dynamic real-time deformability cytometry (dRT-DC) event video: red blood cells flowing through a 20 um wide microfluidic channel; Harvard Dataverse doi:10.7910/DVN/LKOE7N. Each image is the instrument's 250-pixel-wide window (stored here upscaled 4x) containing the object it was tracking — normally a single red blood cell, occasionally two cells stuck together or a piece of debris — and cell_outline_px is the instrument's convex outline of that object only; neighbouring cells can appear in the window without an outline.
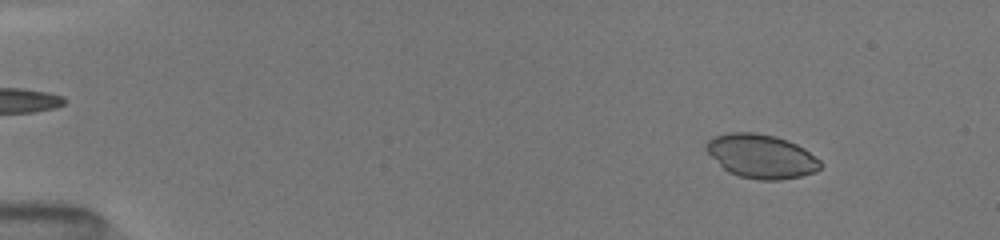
{"species": "common noctule bat (a hibernating species)", "species_latin": "Nyctalus noctula", "temperature_condition": "room temperature", "stored_images_in_passage": 52, "camera_frame_rate_fps": 3000, "um_per_image_px": 0.085, "animal": {"sex": "female", "body_mass_g": 19.5, "forearm_length_mm": 54.1}, "frame": {"image": 1, "passage_image": 7, "time_ms": 2.0, "image_size_px": [1000, 240], "cell_outline_px": [[820, 168], [816, 172], [800, 176], [780, 180], [760, 180], [740, 176], [728, 172], [704, 148], [704, 144], [712, 136], [728, 132], [756, 132], [776, 136], [788, 140], [804, 148], [820, 160]], "centroid_in_image_um": [64.7, 13.26], "position_along_channel_um": 20.3, "area_um2": 29.25}}
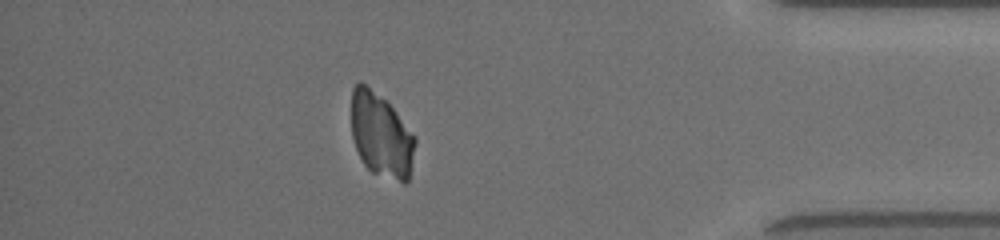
{"frame": {"image": 2, "passage_image": 46, "time_ms": 15.0, "image_size_px": [1000, 240], "cell_outline_px": [[416, 140], [408, 180], [404, 184], [372, 172], [364, 164], [356, 148], [352, 136], [352, 88], [360, 80], [384, 100], [396, 112], [416, 136]], "centroid_in_image_um": [32.4, 11.51], "position_along_channel_um": 402.8, "area_um2": 30.92}}